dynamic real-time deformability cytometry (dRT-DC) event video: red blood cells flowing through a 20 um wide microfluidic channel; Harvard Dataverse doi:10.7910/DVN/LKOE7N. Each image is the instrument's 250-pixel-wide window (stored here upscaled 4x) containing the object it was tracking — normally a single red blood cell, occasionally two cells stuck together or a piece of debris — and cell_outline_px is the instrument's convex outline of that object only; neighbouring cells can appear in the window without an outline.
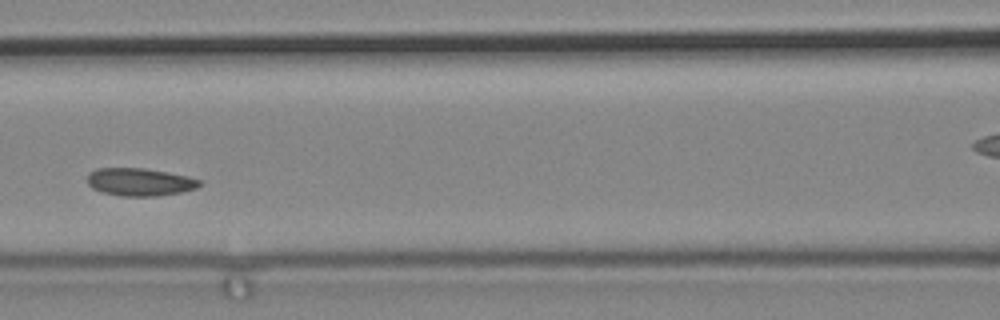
{"species": "common noctule bat (a hibernating species)", "species_latin": "Nyctalus noctula", "temperature_condition": "cold", "stored_images_in_passage": 3, "camera_frame_rate_fps": 3000, "um_per_image_px": 0.085, "animal": {"sex": "male", "body_mass_g": 19.2, "forearm_length_mm": 51.8}, "frame": {"image": 1, "passage_image": 3, "time_ms": 0.667, "image_size_px": [1000, 320], "cell_outline_px": [[204, 184], [196, 188], [180, 192], [156, 196], [120, 196], [104, 192], [92, 188], [88, 184], [88, 172], [96, 168], [144, 168], [188, 176], [200, 180]], "centroid_in_image_um": [11.88, 15.46], "position_along_channel_um": 154.7, "area_um2": 18.15}}